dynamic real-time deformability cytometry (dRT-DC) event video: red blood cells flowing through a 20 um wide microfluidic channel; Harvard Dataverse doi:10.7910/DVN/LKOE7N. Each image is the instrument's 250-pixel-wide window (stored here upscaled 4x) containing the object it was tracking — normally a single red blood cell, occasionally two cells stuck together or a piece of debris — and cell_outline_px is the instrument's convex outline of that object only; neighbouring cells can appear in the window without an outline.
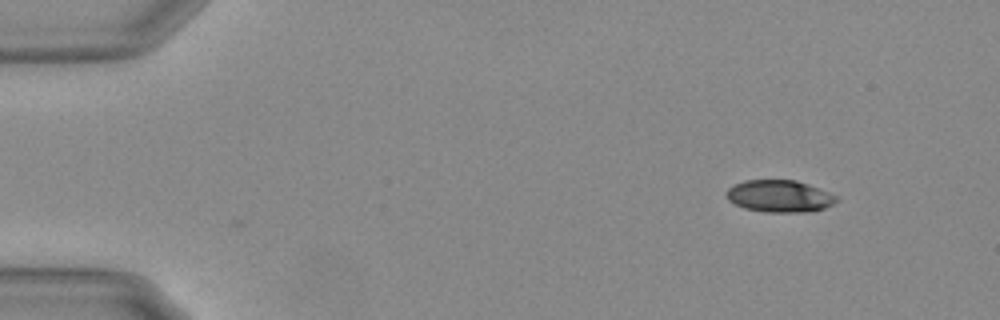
{"species": "Egyptian fruit bat (a non-hibernating species)", "species_latin": "Rousettus aegyptiacus", "temperature_condition": "warm", "stored_images_in_passage": 2, "camera_frame_rate_fps": 3000, "um_per_image_px": 0.085, "animal": {"sex": "female"}, "frame": {"image": 1, "passage_image": 2, "time_ms": 0.333, "image_size_px": [1000, 320], "cell_outline_px": [[836, 200], [832, 204], [824, 208], [808, 212], [764, 212], [744, 208], [728, 200], [728, 188], [736, 184], [748, 180], [796, 180], [808, 184], [828, 192], [836, 196]], "centroid_in_image_um": [66.26, 16.68], "position_along_channel_um": 18.7, "area_um2": 20.23}}